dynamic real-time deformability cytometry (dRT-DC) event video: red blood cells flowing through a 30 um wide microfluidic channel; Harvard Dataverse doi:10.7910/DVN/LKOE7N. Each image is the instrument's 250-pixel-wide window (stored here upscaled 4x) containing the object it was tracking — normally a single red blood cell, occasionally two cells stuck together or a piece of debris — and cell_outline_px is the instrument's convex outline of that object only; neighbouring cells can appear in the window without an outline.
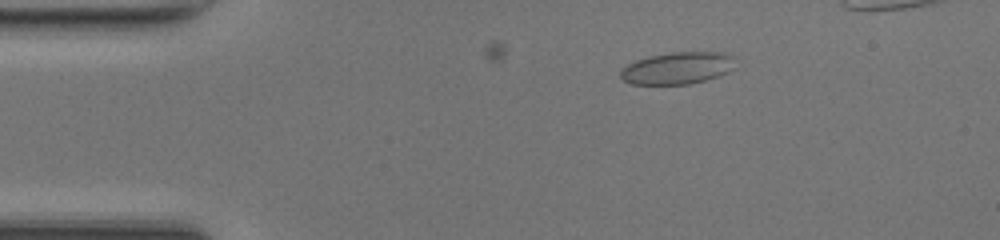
{"species": "common noctule bat (a hibernating species)", "species_latin": "Nyctalus noctula", "temperature_condition": "room temperature", "stored_images_in_passage": 10, "camera_frame_rate_fps": 3000, "um_per_image_px": 0.085, "animal": {"sex": "female", "body_mass_g": 17.0, "forearm_length_mm": 48.0}, "frame": {"image": 1, "passage_image": 3, "time_ms": 0.667, "image_size_px": [1000, 240], "cell_outline_px": [[736, 68], [720, 76], [688, 84], [632, 84], [624, 80], [620, 76], [620, 68], [636, 60], [648, 56], [672, 52], [724, 52], [736, 56]], "centroid_in_image_um": [57.65, 5.77], "position_along_channel_um": 27.4, "area_um2": 21.79}}
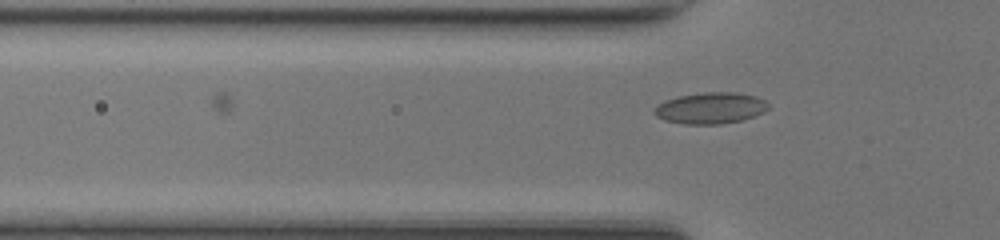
{"frame": {"image": 2, "passage_image": 10, "time_ms": 3.0, "image_size_px": [1000, 240], "cell_outline_px": [[768, 108], [764, 112], [740, 120], [720, 124], [684, 124], [664, 120], [656, 116], [652, 112], [652, 108], [664, 100], [680, 96], [704, 92], [736, 92], [756, 96], [764, 100], [768, 104]], "centroid_in_image_um": [60.35, 9.18], "position_along_channel_um": 65.5, "area_um2": 20.81}}